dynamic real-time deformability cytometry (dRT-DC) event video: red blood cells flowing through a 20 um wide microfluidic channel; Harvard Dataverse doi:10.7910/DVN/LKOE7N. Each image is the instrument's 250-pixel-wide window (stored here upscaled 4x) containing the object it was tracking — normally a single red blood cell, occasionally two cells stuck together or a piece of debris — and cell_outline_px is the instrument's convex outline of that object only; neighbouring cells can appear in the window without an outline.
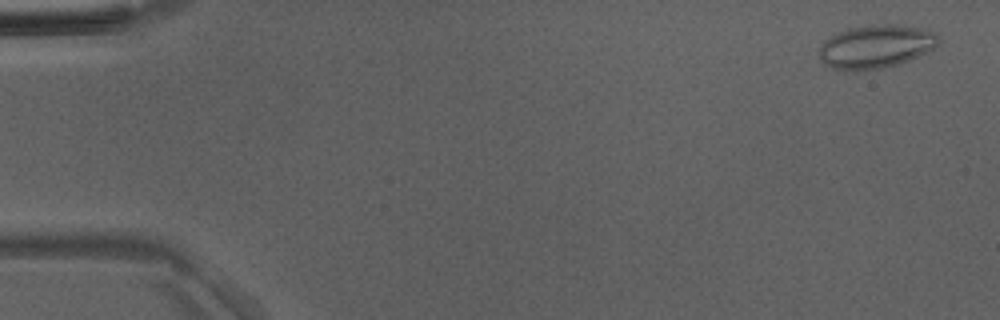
{"species": "Egyptian fruit bat (a non-hibernating species)", "species_latin": "Rousettus aegyptiacus", "temperature_condition": "room temperature", "stored_images_in_passage": 49, "camera_frame_rate_fps": 3000, "um_per_image_px": 0.085, "animal": {"sex": "male"}, "frame": {"image": 1, "passage_image": 2, "time_ms": 0.333, "image_size_px": [1000, 320], "cell_outline_px": [[940, 44], [908, 60], [884, 68], [852, 72], [832, 68], [824, 64], [820, 60], [820, 44], [824, 40], [836, 32], [848, 28], [884, 24], [888, 24], [920, 28], [936, 32], [940, 40]], "centroid_in_image_um": [74.4, 3.97], "position_along_channel_um": 10.6, "area_um2": 30.11}}
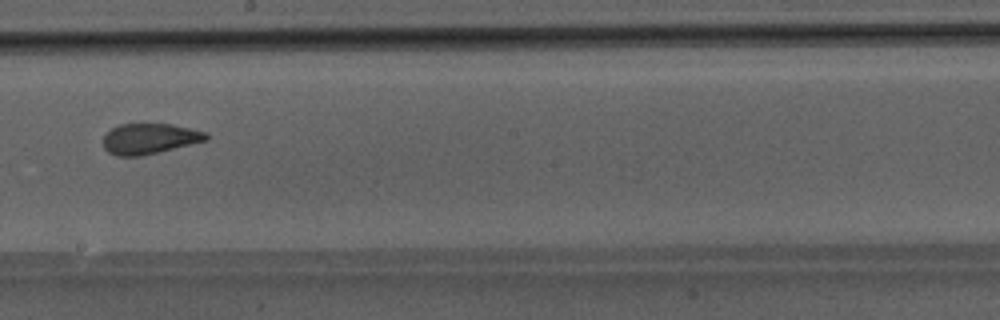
{"frame": {"image": 2, "passage_image": 28, "time_ms": 9.0, "image_size_px": [1000, 320], "cell_outline_px": [[208, 140], [140, 156], [116, 156], [108, 152], [104, 148], [104, 136], [112, 128], [120, 124], [172, 124], [208, 132]], "centroid_in_image_um": [12.72, 11.78], "position_along_channel_um": 235.5, "area_um2": 18.21}}
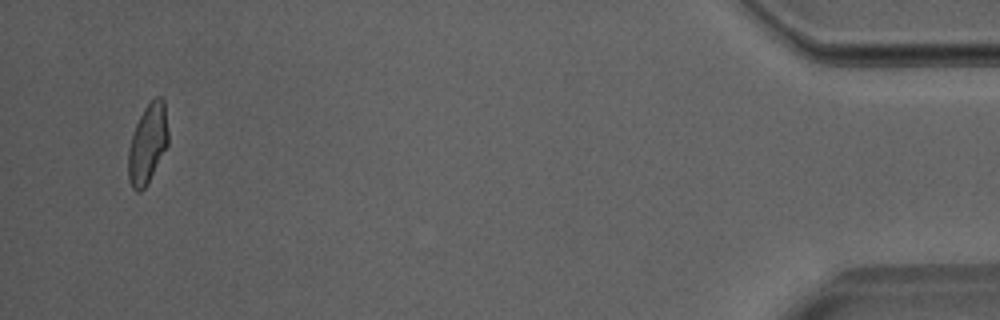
{"frame": {"image": 3, "passage_image": 47, "time_ms": 15.333, "image_size_px": [1000, 320], "cell_outline_px": [[168, 144], [144, 188], [140, 192], [136, 192], [132, 188], [128, 180], [128, 148], [136, 124], [144, 108], [156, 96], [160, 96], [164, 100], [168, 132]], "centroid_in_image_um": [12.53, 12.21], "position_along_channel_um": 422.7, "area_um2": 18.26}}